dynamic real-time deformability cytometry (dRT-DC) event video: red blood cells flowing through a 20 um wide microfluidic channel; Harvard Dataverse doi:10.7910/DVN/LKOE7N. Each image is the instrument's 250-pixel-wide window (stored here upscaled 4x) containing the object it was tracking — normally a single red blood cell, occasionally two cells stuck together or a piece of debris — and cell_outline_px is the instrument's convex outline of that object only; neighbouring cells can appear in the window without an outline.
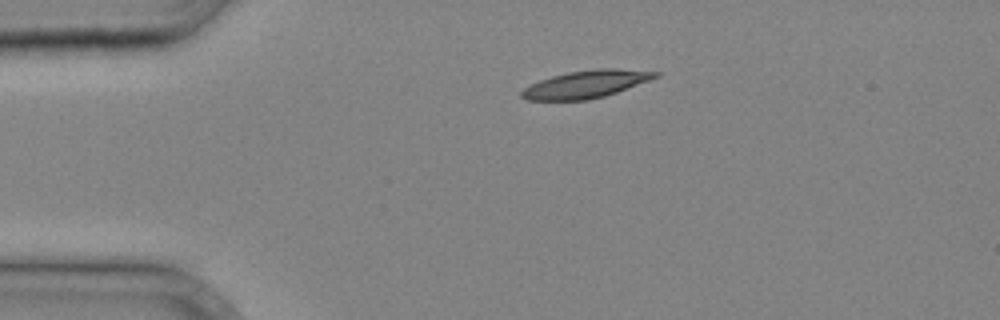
{"species": "common noctule bat (a hibernating species)", "species_latin": "Nyctalus noctula", "temperature_condition": "cold", "stored_images_in_passage": 26, "camera_frame_rate_fps": 3000, "um_per_image_px": 0.085, "animal": {"sex": "male", "body_mass_g": 20.4}, "frame": {"image": 1, "passage_image": 1, "time_ms": 0.0, "image_size_px": [1000, 320], "cell_outline_px": [[660, 76], [616, 92], [604, 96], [588, 100], [528, 100], [520, 96], [520, 92], [524, 88], [540, 80], [552, 76], [568, 72], [596, 68], [612, 68], [660, 72]], "centroid_in_image_um": [49.8, 7.15], "position_along_channel_um": 35.2, "area_um2": 21.27}}
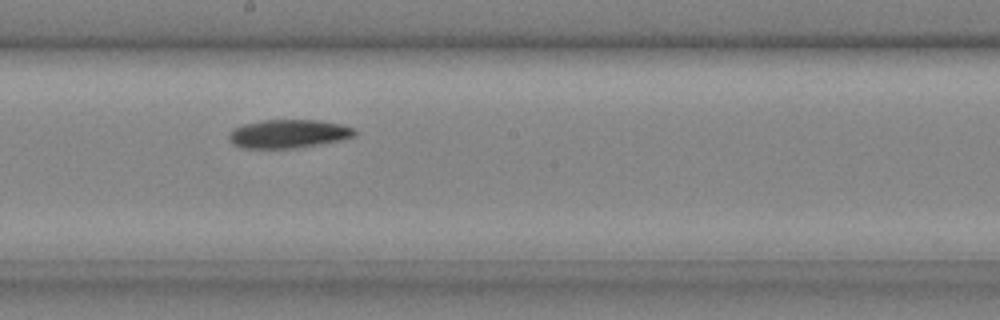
{"frame": {"image": 2, "passage_image": 14, "time_ms": 4.333, "image_size_px": [1000, 320], "cell_outline_px": [[356, 136], [340, 140], [320, 144], [296, 148], [240, 148], [232, 144], [228, 140], [228, 132], [232, 128], [244, 124], [264, 120], [316, 120], [340, 124], [352, 128], [356, 132]], "centroid_in_image_um": [24.45, 11.38], "position_along_channel_um": 223.7, "area_um2": 20.98}}
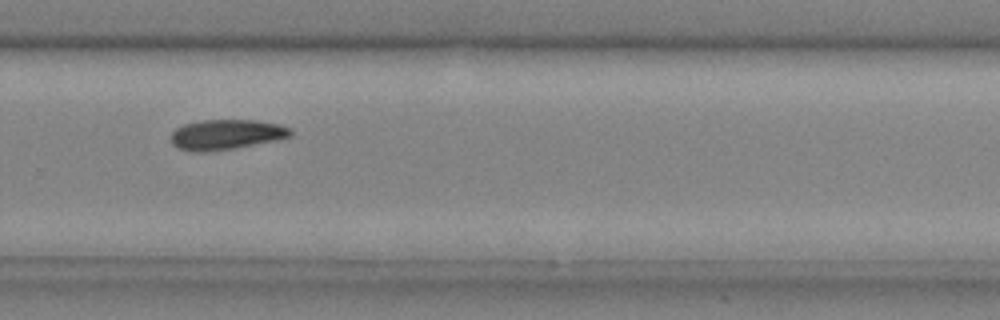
{"frame": {"image": 3, "passage_image": 19, "time_ms": 6.0, "image_size_px": [1000, 320], "cell_outline_px": [[292, 136], [232, 148], [204, 152], [192, 152], [176, 148], [172, 144], [172, 132], [176, 128], [184, 124], [200, 120], [256, 120], [280, 124], [288, 128], [292, 132]], "centroid_in_image_um": [19.17, 11.43], "position_along_channel_um": 310.6, "area_um2": 20.75}}